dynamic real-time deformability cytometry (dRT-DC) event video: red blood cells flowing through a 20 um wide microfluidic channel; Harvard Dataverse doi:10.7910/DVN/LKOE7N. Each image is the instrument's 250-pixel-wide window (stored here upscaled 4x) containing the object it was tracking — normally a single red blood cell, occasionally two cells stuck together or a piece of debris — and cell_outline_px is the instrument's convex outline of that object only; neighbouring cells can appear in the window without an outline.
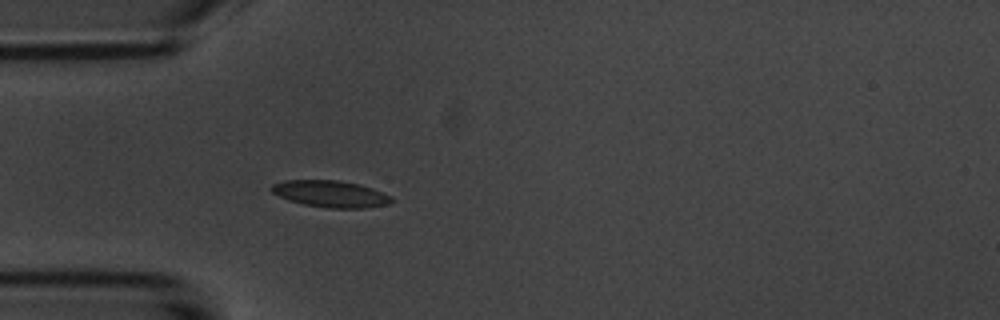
{"species": "common noctule bat (a hibernating species)", "species_latin": "Nyctalus noctula", "temperature_condition": "room temperature", "stored_images_in_passage": 40, "camera_frame_rate_fps": 3000, "um_per_image_px": 0.085, "animal": {"sex": "male", "body_mass_g": 20.1, "forearm_length_mm": 53.5}, "frame": {"image": 1, "passage_image": 1, "time_ms": 0.0, "image_size_px": [1000, 320], "cell_outline_px": [[392, 200], [388, 204], [364, 208], [328, 208], [304, 204], [288, 200], [272, 192], [268, 188], [272, 184], [284, 180], [336, 180], [360, 184], [372, 188], [392, 196]], "centroid_in_image_um": [28.08, 16.47], "position_along_channel_um": 56.9, "area_um2": 18.67}}
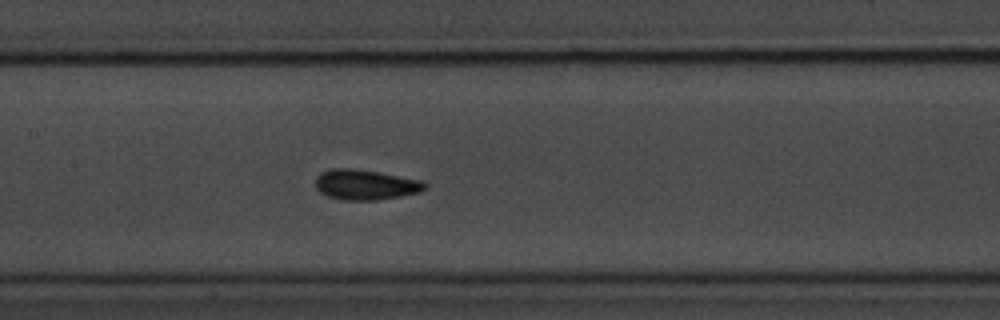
{"frame": {"image": 2, "passage_image": 11, "time_ms": 3.333, "image_size_px": [1000, 320], "cell_outline_px": [[428, 184], [420, 192], [400, 196], [376, 200], [340, 200], [328, 196], [320, 192], [316, 188], [316, 176], [320, 172], [332, 168], [352, 168], [380, 172], [424, 180]], "centroid_in_image_um": [31.07, 15.69], "position_along_channel_um": 176.3, "area_um2": 19.48}}
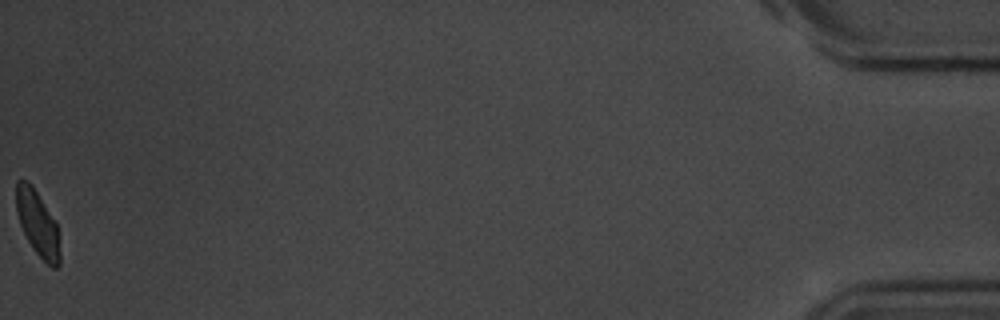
{"frame": {"image": 3, "passage_image": 40, "time_ms": 13.0, "image_size_px": [1000, 320], "cell_outline_px": [[60, 264], [56, 268], [52, 268], [32, 248], [20, 224], [16, 212], [16, 180], [28, 180], [32, 184], [56, 220], [60, 252]], "centroid_in_image_um": [3.2, 18.96], "position_along_channel_um": 432.0, "area_um2": 16.76}, "authors_computed_cell_mechanics": {"area_um2": 18.2648, "velocity_mm_per_s": 3.6789, "shape_relaxation_time_tau1_ms": 2.6568, "shape_relaxation_time_tau2_ms": 1.2989, "deformation_change_tau1": 0.0793, "deformation_change_tau2": 0.0554}}